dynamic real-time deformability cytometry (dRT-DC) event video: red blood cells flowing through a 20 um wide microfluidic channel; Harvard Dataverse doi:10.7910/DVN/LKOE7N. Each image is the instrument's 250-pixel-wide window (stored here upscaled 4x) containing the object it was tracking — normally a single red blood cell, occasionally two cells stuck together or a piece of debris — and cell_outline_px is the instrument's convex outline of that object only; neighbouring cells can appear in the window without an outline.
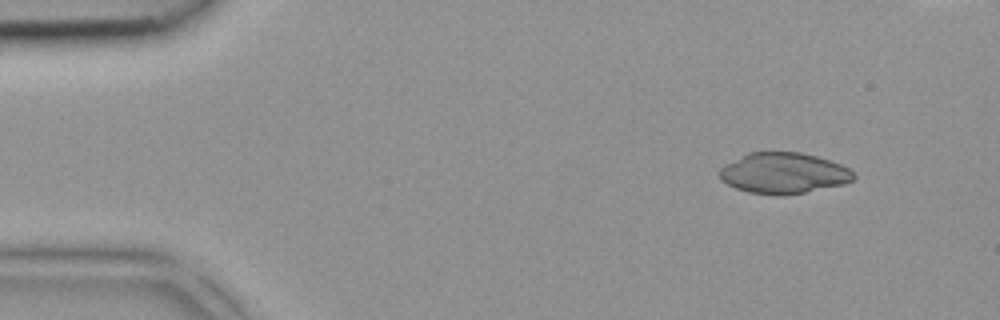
{"species": "common noctule bat (a hibernating species)", "species_latin": "Nyctalus noctula", "temperature_condition": "room temperature", "stored_images_in_passage": 40, "camera_frame_rate_fps": 3000, "um_per_image_px": 0.085, "animal": {"sex": "female", "body_mass_g": 18.4}, "frame": {"image": 1, "passage_image": 1, "time_ms": 0.0, "image_size_px": [1000, 320], "cell_outline_px": [[856, 176], [852, 180], [844, 184], [784, 196], [776, 196], [748, 192], [736, 188], [720, 180], [716, 172], [724, 164], [748, 152], [800, 152], [816, 156], [840, 164], [848, 168]], "centroid_in_image_um": [66.54, 14.72], "position_along_channel_um": 18.5, "area_um2": 32.14}}